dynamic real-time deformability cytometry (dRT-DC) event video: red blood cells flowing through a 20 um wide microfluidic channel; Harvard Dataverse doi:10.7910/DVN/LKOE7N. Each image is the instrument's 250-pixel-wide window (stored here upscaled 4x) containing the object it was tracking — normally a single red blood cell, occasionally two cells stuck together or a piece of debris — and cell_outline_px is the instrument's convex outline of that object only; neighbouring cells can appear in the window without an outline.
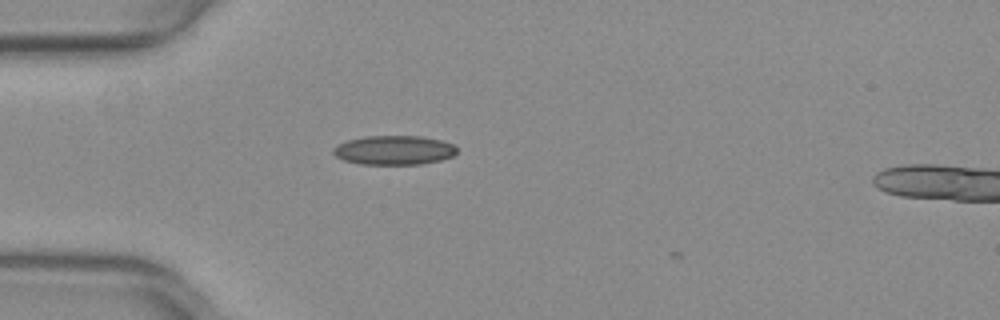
{"species": "common noctule bat (a hibernating species)", "species_latin": "Nyctalus noctula", "temperature_condition": "warm", "stored_images_in_passage": 2, "camera_frame_rate_fps": 3000, "um_per_image_px": 0.085, "animal": {"sex": "female", "body_mass_g": 29.2, "forearm_length_mm": 56.3}, "frame": {"image": 1, "passage_image": 1, "time_ms": 0.0, "image_size_px": [1000, 320], "cell_outline_px": [[456, 152], [452, 156], [440, 160], [424, 164], [360, 164], [344, 160], [336, 156], [332, 152], [332, 148], [348, 140], [364, 136], [420, 136], [440, 140], [456, 144]], "centroid_in_image_um": [33.5, 12.76], "position_along_channel_um": 51.5, "area_um2": 21.04}}